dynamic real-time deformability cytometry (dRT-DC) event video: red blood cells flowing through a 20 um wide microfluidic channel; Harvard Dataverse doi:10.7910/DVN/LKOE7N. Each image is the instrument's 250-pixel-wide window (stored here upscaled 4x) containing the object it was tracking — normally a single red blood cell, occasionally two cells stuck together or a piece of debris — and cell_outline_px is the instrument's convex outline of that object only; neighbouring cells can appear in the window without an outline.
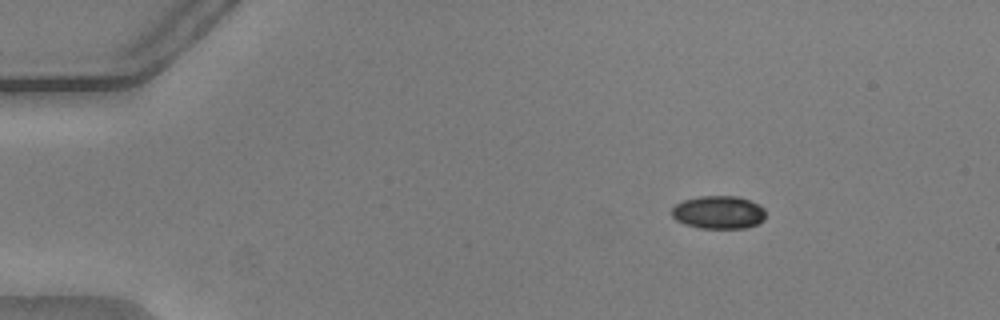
{"species": "common noctule bat (a hibernating species)", "species_latin": "Nyctalus noctula", "temperature_condition": "warm", "stored_images_in_passage": 48, "camera_frame_rate_fps": 3000, "um_per_image_px": 0.085, "animal": {"sex": "male", "body_mass_g": 20.5, "forearm_length_mm": 52.5}, "frame": {"image": 1, "passage_image": 2, "time_ms": 0.333, "image_size_px": [1000, 320], "cell_outline_px": [[764, 220], [748, 228], [700, 228], [684, 224], [676, 220], [672, 216], [672, 208], [676, 204], [684, 200], [700, 196], [736, 196], [760, 204], [764, 208]], "centroid_in_image_um": [61.08, 18.05], "position_along_channel_um": 23.9, "area_um2": 18.09}}
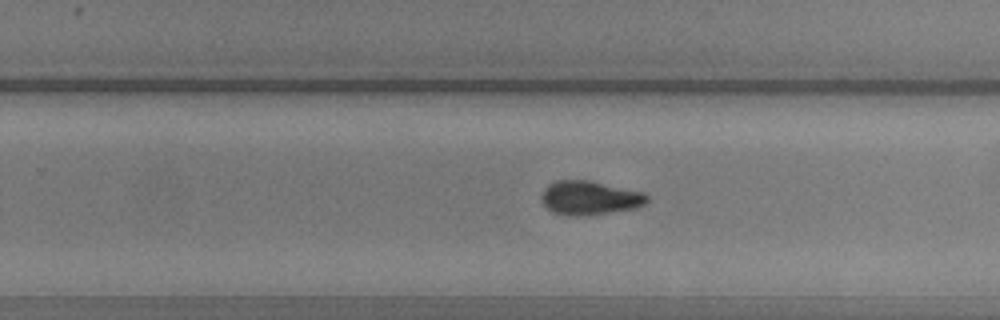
{"frame": {"image": 2, "passage_image": 29, "time_ms": 9.333, "image_size_px": [1000, 320], "cell_outline_px": [[648, 200], [644, 204], [636, 208], [580, 216], [568, 216], [552, 212], [540, 200], [540, 196], [544, 188], [548, 184], [556, 180], [588, 180], [644, 192], [648, 196]], "centroid_in_image_um": [50.08, 16.81], "position_along_channel_um": 279.7, "area_um2": 20.92}}
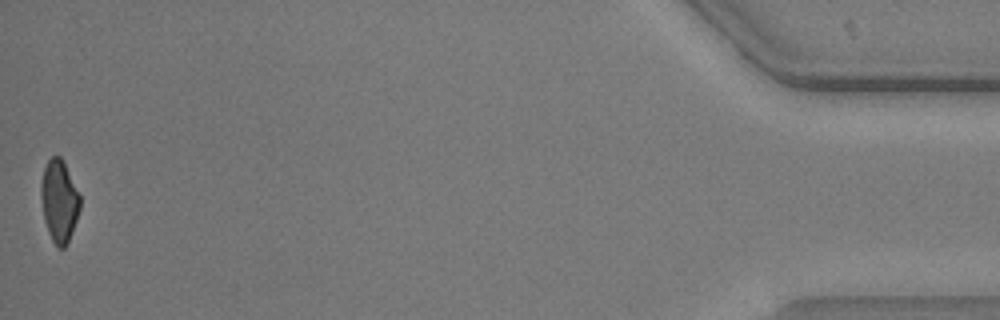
{"frame": {"image": 3, "passage_image": 48, "time_ms": 15.667, "image_size_px": [1000, 320], "cell_outline_px": [[80, 208], [76, 220], [68, 240], [64, 248], [56, 248], [48, 232], [44, 220], [40, 196], [40, 184], [44, 168], [48, 160], [52, 156], [60, 156], [80, 196]], "centroid_in_image_um": [5.0, 17.11], "position_along_channel_um": 430.2, "area_um2": 18.44}, "authors_computed_cell_mechanics": {"area_um2": 20.4323, "velocity_mm_per_s": 3.7889, "shape_relaxation_time_tau1_ms": 4.3205, "shape_relaxation_time_tau2_ms": 2.6289, "deformation_change_tau1": 0.1487, "deformation_change_tau2": 0.0866}}